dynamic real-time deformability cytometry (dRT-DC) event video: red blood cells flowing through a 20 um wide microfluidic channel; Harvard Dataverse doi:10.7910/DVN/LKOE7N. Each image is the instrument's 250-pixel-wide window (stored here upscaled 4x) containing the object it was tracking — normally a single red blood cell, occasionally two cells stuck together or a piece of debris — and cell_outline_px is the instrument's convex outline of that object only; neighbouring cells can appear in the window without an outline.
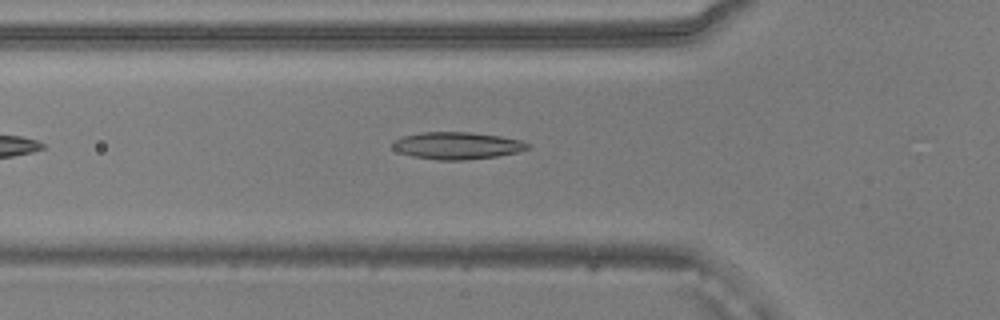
{"species": "common noctule bat (a hibernating species)", "species_latin": "Nyctalus noctula", "temperature_condition": "warm", "stored_images_in_passage": 36, "camera_frame_rate_fps": 3000, "um_per_image_px": 0.085, "animal": {"sex": "male", "body_mass_g": 20.5, "forearm_length_mm": 52.5}, "frame": {"image": 1, "passage_image": 7, "time_ms": 2.0, "image_size_px": [1000, 320], "cell_outline_px": [[532, 148], [520, 152], [496, 156], [464, 160], [440, 160], [412, 156], [400, 152], [392, 148], [392, 140], [404, 136], [420, 132], [468, 132], [500, 136], [520, 140], [532, 144]], "centroid_in_image_um": [38.89, 12.37], "position_along_channel_um": 86.9, "area_um2": 21.5}}
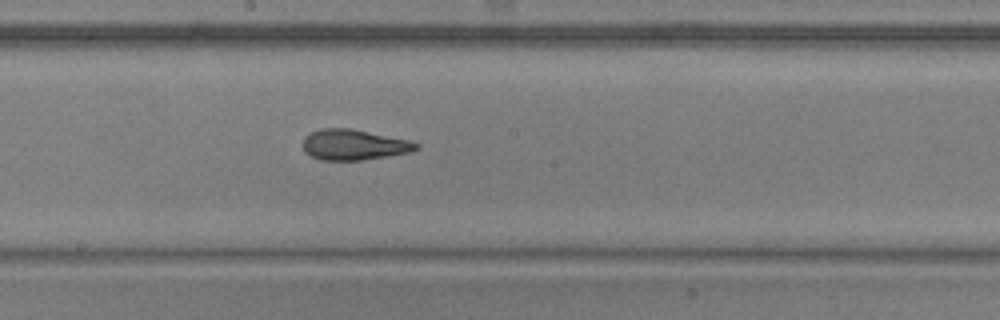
{"frame": {"image": 2, "passage_image": 17, "time_ms": 5.333, "image_size_px": [1000, 320], "cell_outline_px": [[420, 148], [412, 152], [388, 156], [360, 160], [320, 160], [304, 152], [304, 136], [320, 128], [352, 128], [408, 140], [420, 144]], "centroid_in_image_um": [30.1, 12.3], "position_along_channel_um": 218.1, "area_um2": 20.23}}
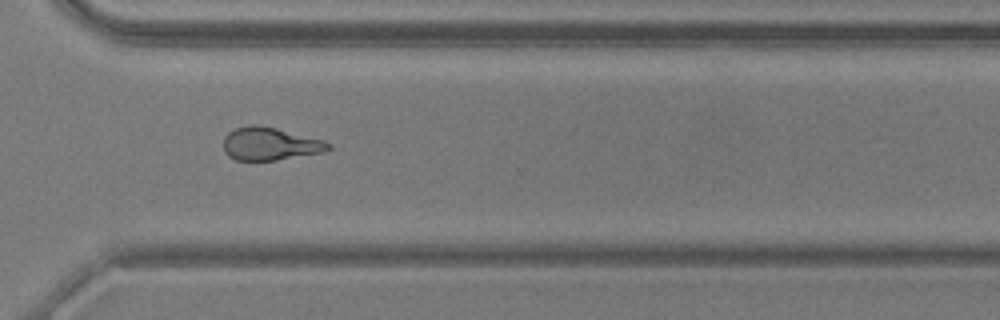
{"frame": {"image": 3, "passage_image": 27, "time_ms": 8.667, "image_size_px": [1000, 320], "cell_outline_px": [[332, 148], [324, 152], [276, 160], [236, 160], [228, 156], [224, 152], [224, 136], [228, 132], [236, 128], [252, 124], [256, 124], [276, 128], [324, 140], [332, 144]], "centroid_in_image_um": [22.96, 12.22], "position_along_channel_um": 347.6, "area_um2": 20.17}, "authors_computed_cell_mechanics": {"area_um2": 20.3456, "velocity_mm_per_s": 3.9048, "shape_relaxation_time_tau1_ms": 7.7547, "shape_relaxation_time_tau2_ms": 2.2042, "deformation_change_tau1": 0.2268, "deformation_change_tau2": 0.1061}}